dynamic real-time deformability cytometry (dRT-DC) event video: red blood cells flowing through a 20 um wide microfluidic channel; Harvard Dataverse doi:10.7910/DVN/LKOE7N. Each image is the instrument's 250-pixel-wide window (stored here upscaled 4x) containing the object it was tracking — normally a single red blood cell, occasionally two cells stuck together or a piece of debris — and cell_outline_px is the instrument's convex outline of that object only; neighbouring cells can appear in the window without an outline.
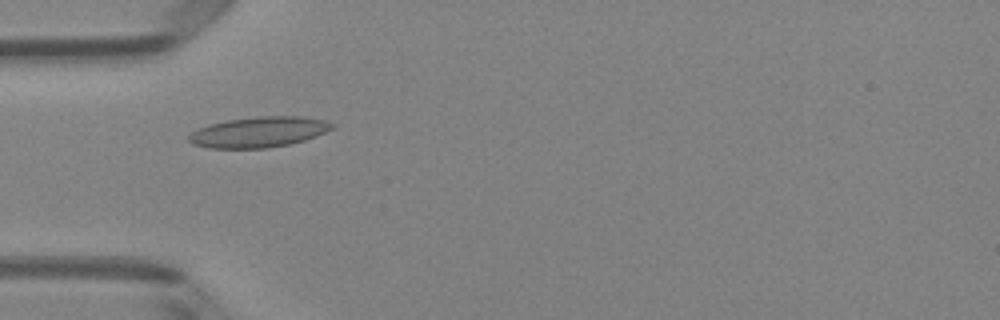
{"species": "Egyptian fruit bat (a non-hibernating species)", "species_latin": "Rousettus aegyptiacus", "temperature_condition": "room temperature", "stored_images_in_passage": 7, "camera_frame_rate_fps": 3000, "um_per_image_px": 0.085, "animal": {"sex": "female"}, "frame": {"image": 1, "passage_image": 5, "time_ms": 1.333, "image_size_px": [1000, 320], "cell_outline_px": [[336, 124], [332, 128], [316, 136], [304, 140], [288, 144], [268, 148], [208, 148], [192, 144], [188, 140], [188, 136], [192, 132], [208, 124], [228, 120], [260, 116], [300, 116], [324, 120]], "centroid_in_image_um": [21.98, 11.22], "position_along_channel_um": 63.0, "area_um2": 25.37}}
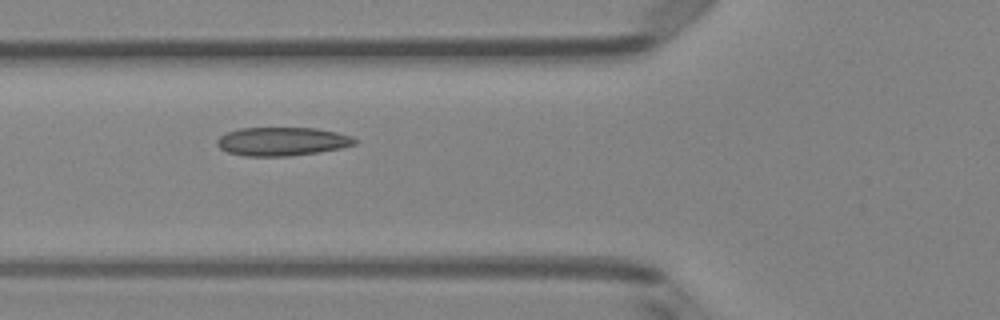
{"frame": {"image": 2, "passage_image": 6, "time_ms": 1.667, "image_size_px": [1000, 320], "cell_outline_px": [[356, 144], [340, 148], [316, 152], [288, 156], [244, 156], [228, 152], [220, 148], [216, 144], [216, 140], [220, 136], [228, 132], [240, 128], [316, 128], [336, 132], [352, 136], [356, 140]], "centroid_in_image_um": [23.96, 12.02], "position_along_channel_um": 101.8, "area_um2": 22.77}}
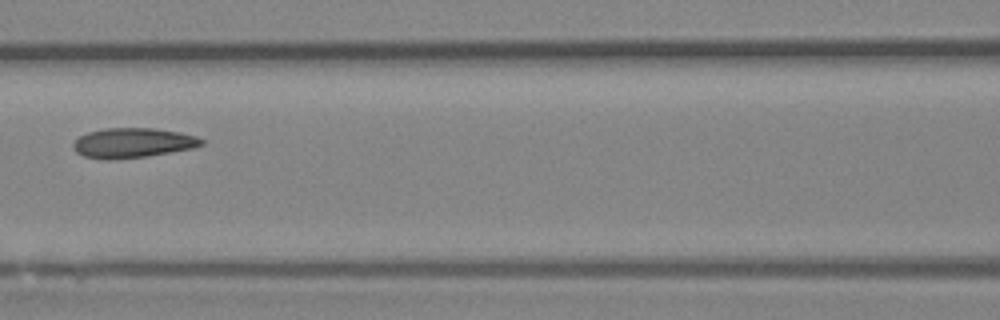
{"frame": {"image": 3, "passage_image": 7, "time_ms": 2.0, "image_size_px": [1000, 320], "cell_outline_px": [[204, 144], [192, 148], [148, 156], [112, 160], [104, 160], [84, 156], [76, 152], [72, 148], [72, 144], [80, 136], [88, 132], [104, 128], [152, 128], [180, 132], [196, 136], [204, 140]], "centroid_in_image_um": [11.27, 12.15], "position_along_channel_um": 155.3, "area_um2": 22.37}}